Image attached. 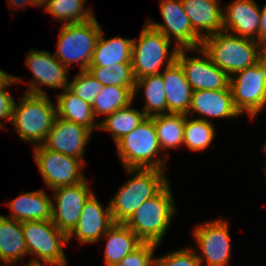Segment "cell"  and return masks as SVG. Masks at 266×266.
Segmentation results:
<instances>
[{
  "label": "cell",
  "mask_w": 266,
  "mask_h": 266,
  "mask_svg": "<svg viewBox=\"0 0 266 266\" xmlns=\"http://www.w3.org/2000/svg\"><path fill=\"white\" fill-rule=\"evenodd\" d=\"M52 223L67 236L76 227L83 206L94 193L87 179L71 185L53 189ZM56 205V206H55Z\"/></svg>",
  "instance_id": "obj_13"
},
{
  "label": "cell",
  "mask_w": 266,
  "mask_h": 266,
  "mask_svg": "<svg viewBox=\"0 0 266 266\" xmlns=\"http://www.w3.org/2000/svg\"><path fill=\"white\" fill-rule=\"evenodd\" d=\"M150 118L154 122L161 150L183 145L186 115L166 113Z\"/></svg>",
  "instance_id": "obj_29"
},
{
  "label": "cell",
  "mask_w": 266,
  "mask_h": 266,
  "mask_svg": "<svg viewBox=\"0 0 266 266\" xmlns=\"http://www.w3.org/2000/svg\"><path fill=\"white\" fill-rule=\"evenodd\" d=\"M105 207H102L95 193H93L85 202L76 227L68 235V243L74 236L80 241L81 245L83 243H98L114 224L110 204Z\"/></svg>",
  "instance_id": "obj_17"
},
{
  "label": "cell",
  "mask_w": 266,
  "mask_h": 266,
  "mask_svg": "<svg viewBox=\"0 0 266 266\" xmlns=\"http://www.w3.org/2000/svg\"><path fill=\"white\" fill-rule=\"evenodd\" d=\"M260 23L261 11L254 0H234L223 12L224 31L236 36L258 42Z\"/></svg>",
  "instance_id": "obj_18"
},
{
  "label": "cell",
  "mask_w": 266,
  "mask_h": 266,
  "mask_svg": "<svg viewBox=\"0 0 266 266\" xmlns=\"http://www.w3.org/2000/svg\"><path fill=\"white\" fill-rule=\"evenodd\" d=\"M132 43L133 39L119 36L105 40L101 30L90 66L107 67L117 63H131Z\"/></svg>",
  "instance_id": "obj_26"
},
{
  "label": "cell",
  "mask_w": 266,
  "mask_h": 266,
  "mask_svg": "<svg viewBox=\"0 0 266 266\" xmlns=\"http://www.w3.org/2000/svg\"><path fill=\"white\" fill-rule=\"evenodd\" d=\"M135 98L131 87L109 85L104 86L92 104L93 113L96 116H108L114 111L127 107Z\"/></svg>",
  "instance_id": "obj_30"
},
{
  "label": "cell",
  "mask_w": 266,
  "mask_h": 266,
  "mask_svg": "<svg viewBox=\"0 0 266 266\" xmlns=\"http://www.w3.org/2000/svg\"><path fill=\"white\" fill-rule=\"evenodd\" d=\"M86 0H49L45 11L63 24L83 23L95 16L89 8H85Z\"/></svg>",
  "instance_id": "obj_32"
},
{
  "label": "cell",
  "mask_w": 266,
  "mask_h": 266,
  "mask_svg": "<svg viewBox=\"0 0 266 266\" xmlns=\"http://www.w3.org/2000/svg\"><path fill=\"white\" fill-rule=\"evenodd\" d=\"M159 5L165 23L160 24L150 19L146 22L169 40L175 37V46L178 48L201 47L202 39L193 31L181 0H160Z\"/></svg>",
  "instance_id": "obj_15"
},
{
  "label": "cell",
  "mask_w": 266,
  "mask_h": 266,
  "mask_svg": "<svg viewBox=\"0 0 266 266\" xmlns=\"http://www.w3.org/2000/svg\"><path fill=\"white\" fill-rule=\"evenodd\" d=\"M169 182L153 197L146 200L125 222L142 241L159 245L176 213Z\"/></svg>",
  "instance_id": "obj_4"
},
{
  "label": "cell",
  "mask_w": 266,
  "mask_h": 266,
  "mask_svg": "<svg viewBox=\"0 0 266 266\" xmlns=\"http://www.w3.org/2000/svg\"><path fill=\"white\" fill-rule=\"evenodd\" d=\"M25 245L28 255H34L30 263H42L52 266H67L63 245L68 236L61 232L52 221L22 222ZM41 260V261H39Z\"/></svg>",
  "instance_id": "obj_8"
},
{
  "label": "cell",
  "mask_w": 266,
  "mask_h": 266,
  "mask_svg": "<svg viewBox=\"0 0 266 266\" xmlns=\"http://www.w3.org/2000/svg\"><path fill=\"white\" fill-rule=\"evenodd\" d=\"M52 199L44 189L20 194L6 205L10 213L6 217L19 222L52 221Z\"/></svg>",
  "instance_id": "obj_22"
},
{
  "label": "cell",
  "mask_w": 266,
  "mask_h": 266,
  "mask_svg": "<svg viewBox=\"0 0 266 266\" xmlns=\"http://www.w3.org/2000/svg\"><path fill=\"white\" fill-rule=\"evenodd\" d=\"M199 113L215 118H237L241 113L235 108L230 86L222 90H197L192 92L188 114Z\"/></svg>",
  "instance_id": "obj_20"
},
{
  "label": "cell",
  "mask_w": 266,
  "mask_h": 266,
  "mask_svg": "<svg viewBox=\"0 0 266 266\" xmlns=\"http://www.w3.org/2000/svg\"><path fill=\"white\" fill-rule=\"evenodd\" d=\"M198 51L201 57H188L186 52ZM176 61L183 68L187 81L193 91L227 89L230 77L219 69L203 48H179Z\"/></svg>",
  "instance_id": "obj_12"
},
{
  "label": "cell",
  "mask_w": 266,
  "mask_h": 266,
  "mask_svg": "<svg viewBox=\"0 0 266 266\" xmlns=\"http://www.w3.org/2000/svg\"><path fill=\"white\" fill-rule=\"evenodd\" d=\"M8 1V4L9 6H13V8H25V6H32V3L30 0H7Z\"/></svg>",
  "instance_id": "obj_39"
},
{
  "label": "cell",
  "mask_w": 266,
  "mask_h": 266,
  "mask_svg": "<svg viewBox=\"0 0 266 266\" xmlns=\"http://www.w3.org/2000/svg\"><path fill=\"white\" fill-rule=\"evenodd\" d=\"M115 144L123 167L166 171L167 158L158 155L161 148L154 122L150 117Z\"/></svg>",
  "instance_id": "obj_5"
},
{
  "label": "cell",
  "mask_w": 266,
  "mask_h": 266,
  "mask_svg": "<svg viewBox=\"0 0 266 266\" xmlns=\"http://www.w3.org/2000/svg\"><path fill=\"white\" fill-rule=\"evenodd\" d=\"M171 40L145 22L138 40L133 39L131 66L135 80L161 73L176 61L178 47L169 52ZM170 53V54H169Z\"/></svg>",
  "instance_id": "obj_6"
},
{
  "label": "cell",
  "mask_w": 266,
  "mask_h": 266,
  "mask_svg": "<svg viewBox=\"0 0 266 266\" xmlns=\"http://www.w3.org/2000/svg\"><path fill=\"white\" fill-rule=\"evenodd\" d=\"M155 266H201L195 250L182 248L161 257H155Z\"/></svg>",
  "instance_id": "obj_36"
},
{
  "label": "cell",
  "mask_w": 266,
  "mask_h": 266,
  "mask_svg": "<svg viewBox=\"0 0 266 266\" xmlns=\"http://www.w3.org/2000/svg\"><path fill=\"white\" fill-rule=\"evenodd\" d=\"M193 31L203 40L224 31L223 10L219 0H181Z\"/></svg>",
  "instance_id": "obj_19"
},
{
  "label": "cell",
  "mask_w": 266,
  "mask_h": 266,
  "mask_svg": "<svg viewBox=\"0 0 266 266\" xmlns=\"http://www.w3.org/2000/svg\"><path fill=\"white\" fill-rule=\"evenodd\" d=\"M56 113L57 116L76 124L82 125L92 132L99 129V121L93 113L92 105L84 102L76 96L68 87L60 95H56Z\"/></svg>",
  "instance_id": "obj_25"
},
{
  "label": "cell",
  "mask_w": 266,
  "mask_h": 266,
  "mask_svg": "<svg viewBox=\"0 0 266 266\" xmlns=\"http://www.w3.org/2000/svg\"><path fill=\"white\" fill-rule=\"evenodd\" d=\"M228 220L217 219L197 225L193 236L200 249L199 261L207 266H227L230 261L231 237Z\"/></svg>",
  "instance_id": "obj_11"
},
{
  "label": "cell",
  "mask_w": 266,
  "mask_h": 266,
  "mask_svg": "<svg viewBox=\"0 0 266 266\" xmlns=\"http://www.w3.org/2000/svg\"><path fill=\"white\" fill-rule=\"evenodd\" d=\"M91 134L92 131L86 127L56 116L42 145L47 149L85 162L83 155Z\"/></svg>",
  "instance_id": "obj_16"
},
{
  "label": "cell",
  "mask_w": 266,
  "mask_h": 266,
  "mask_svg": "<svg viewBox=\"0 0 266 266\" xmlns=\"http://www.w3.org/2000/svg\"><path fill=\"white\" fill-rule=\"evenodd\" d=\"M162 79L166 92L167 113L188 115L192 102V88L183 68L175 61L163 68Z\"/></svg>",
  "instance_id": "obj_21"
},
{
  "label": "cell",
  "mask_w": 266,
  "mask_h": 266,
  "mask_svg": "<svg viewBox=\"0 0 266 266\" xmlns=\"http://www.w3.org/2000/svg\"><path fill=\"white\" fill-rule=\"evenodd\" d=\"M229 86L234 106L241 115L246 113L254 118L266 106V66L260 60L233 74Z\"/></svg>",
  "instance_id": "obj_9"
},
{
  "label": "cell",
  "mask_w": 266,
  "mask_h": 266,
  "mask_svg": "<svg viewBox=\"0 0 266 266\" xmlns=\"http://www.w3.org/2000/svg\"><path fill=\"white\" fill-rule=\"evenodd\" d=\"M260 61L266 66V43L260 44Z\"/></svg>",
  "instance_id": "obj_41"
},
{
  "label": "cell",
  "mask_w": 266,
  "mask_h": 266,
  "mask_svg": "<svg viewBox=\"0 0 266 266\" xmlns=\"http://www.w3.org/2000/svg\"><path fill=\"white\" fill-rule=\"evenodd\" d=\"M68 88L84 102L92 105L104 86L88 70H83L74 77Z\"/></svg>",
  "instance_id": "obj_34"
},
{
  "label": "cell",
  "mask_w": 266,
  "mask_h": 266,
  "mask_svg": "<svg viewBox=\"0 0 266 266\" xmlns=\"http://www.w3.org/2000/svg\"><path fill=\"white\" fill-rule=\"evenodd\" d=\"M44 265H46V264H44V263H43V264H42V263H39V264H38V263H30V262H29V263L26 264L25 266H44Z\"/></svg>",
  "instance_id": "obj_43"
},
{
  "label": "cell",
  "mask_w": 266,
  "mask_h": 266,
  "mask_svg": "<svg viewBox=\"0 0 266 266\" xmlns=\"http://www.w3.org/2000/svg\"><path fill=\"white\" fill-rule=\"evenodd\" d=\"M131 104L114 111L99 122V130L109 132L115 143L147 118L143 111L132 108Z\"/></svg>",
  "instance_id": "obj_28"
},
{
  "label": "cell",
  "mask_w": 266,
  "mask_h": 266,
  "mask_svg": "<svg viewBox=\"0 0 266 266\" xmlns=\"http://www.w3.org/2000/svg\"><path fill=\"white\" fill-rule=\"evenodd\" d=\"M103 237L106 240L104 251L106 266H115L142 243L125 223H114Z\"/></svg>",
  "instance_id": "obj_24"
},
{
  "label": "cell",
  "mask_w": 266,
  "mask_h": 266,
  "mask_svg": "<svg viewBox=\"0 0 266 266\" xmlns=\"http://www.w3.org/2000/svg\"><path fill=\"white\" fill-rule=\"evenodd\" d=\"M33 6H42V7H47L49 0H30Z\"/></svg>",
  "instance_id": "obj_42"
},
{
  "label": "cell",
  "mask_w": 266,
  "mask_h": 266,
  "mask_svg": "<svg viewBox=\"0 0 266 266\" xmlns=\"http://www.w3.org/2000/svg\"><path fill=\"white\" fill-rule=\"evenodd\" d=\"M201 48L229 77L260 60V44L252 39L217 32L202 40Z\"/></svg>",
  "instance_id": "obj_2"
},
{
  "label": "cell",
  "mask_w": 266,
  "mask_h": 266,
  "mask_svg": "<svg viewBox=\"0 0 266 266\" xmlns=\"http://www.w3.org/2000/svg\"><path fill=\"white\" fill-rule=\"evenodd\" d=\"M140 89H143L146 102L142 111L147 117L167 113L166 92L161 73L136 79L133 97Z\"/></svg>",
  "instance_id": "obj_27"
},
{
  "label": "cell",
  "mask_w": 266,
  "mask_h": 266,
  "mask_svg": "<svg viewBox=\"0 0 266 266\" xmlns=\"http://www.w3.org/2000/svg\"><path fill=\"white\" fill-rule=\"evenodd\" d=\"M96 17L83 23L63 24L55 57L68 69L78 62L79 71L88 70L102 28Z\"/></svg>",
  "instance_id": "obj_7"
},
{
  "label": "cell",
  "mask_w": 266,
  "mask_h": 266,
  "mask_svg": "<svg viewBox=\"0 0 266 266\" xmlns=\"http://www.w3.org/2000/svg\"><path fill=\"white\" fill-rule=\"evenodd\" d=\"M33 150L39 172L50 190L75 185L86 179L82 173L85 163L81 159L47 149L43 145L34 146Z\"/></svg>",
  "instance_id": "obj_10"
},
{
  "label": "cell",
  "mask_w": 266,
  "mask_h": 266,
  "mask_svg": "<svg viewBox=\"0 0 266 266\" xmlns=\"http://www.w3.org/2000/svg\"><path fill=\"white\" fill-rule=\"evenodd\" d=\"M26 56L25 64L34 77L28 83L26 93L46 95L42 86L52 89H65L69 86V69L54 54L49 51L31 49Z\"/></svg>",
  "instance_id": "obj_14"
},
{
  "label": "cell",
  "mask_w": 266,
  "mask_h": 266,
  "mask_svg": "<svg viewBox=\"0 0 266 266\" xmlns=\"http://www.w3.org/2000/svg\"><path fill=\"white\" fill-rule=\"evenodd\" d=\"M57 116L48 95L24 93L14 104L11 123L20 139L42 145Z\"/></svg>",
  "instance_id": "obj_3"
},
{
  "label": "cell",
  "mask_w": 266,
  "mask_h": 266,
  "mask_svg": "<svg viewBox=\"0 0 266 266\" xmlns=\"http://www.w3.org/2000/svg\"><path fill=\"white\" fill-rule=\"evenodd\" d=\"M261 11V23L258 33V43H266V4L264 5L263 9L260 8Z\"/></svg>",
  "instance_id": "obj_38"
},
{
  "label": "cell",
  "mask_w": 266,
  "mask_h": 266,
  "mask_svg": "<svg viewBox=\"0 0 266 266\" xmlns=\"http://www.w3.org/2000/svg\"><path fill=\"white\" fill-rule=\"evenodd\" d=\"M13 76L0 70V88H2Z\"/></svg>",
  "instance_id": "obj_40"
},
{
  "label": "cell",
  "mask_w": 266,
  "mask_h": 266,
  "mask_svg": "<svg viewBox=\"0 0 266 266\" xmlns=\"http://www.w3.org/2000/svg\"><path fill=\"white\" fill-rule=\"evenodd\" d=\"M190 118L186 115L183 145L191 151H204L214 139V125L207 118Z\"/></svg>",
  "instance_id": "obj_31"
},
{
  "label": "cell",
  "mask_w": 266,
  "mask_h": 266,
  "mask_svg": "<svg viewBox=\"0 0 266 266\" xmlns=\"http://www.w3.org/2000/svg\"><path fill=\"white\" fill-rule=\"evenodd\" d=\"M157 244L142 242L115 266H155L154 250Z\"/></svg>",
  "instance_id": "obj_35"
},
{
  "label": "cell",
  "mask_w": 266,
  "mask_h": 266,
  "mask_svg": "<svg viewBox=\"0 0 266 266\" xmlns=\"http://www.w3.org/2000/svg\"><path fill=\"white\" fill-rule=\"evenodd\" d=\"M88 71L103 86L116 85L135 88L131 63H117L111 66H89Z\"/></svg>",
  "instance_id": "obj_33"
},
{
  "label": "cell",
  "mask_w": 266,
  "mask_h": 266,
  "mask_svg": "<svg viewBox=\"0 0 266 266\" xmlns=\"http://www.w3.org/2000/svg\"><path fill=\"white\" fill-rule=\"evenodd\" d=\"M263 150L266 153V143L264 144Z\"/></svg>",
  "instance_id": "obj_44"
},
{
  "label": "cell",
  "mask_w": 266,
  "mask_h": 266,
  "mask_svg": "<svg viewBox=\"0 0 266 266\" xmlns=\"http://www.w3.org/2000/svg\"><path fill=\"white\" fill-rule=\"evenodd\" d=\"M22 79L17 76H13L2 88H0V129L3 128V122H1L2 119L8 121V123H11L12 113L15 101L10 94L9 91H7V87H10L13 83H22Z\"/></svg>",
  "instance_id": "obj_37"
},
{
  "label": "cell",
  "mask_w": 266,
  "mask_h": 266,
  "mask_svg": "<svg viewBox=\"0 0 266 266\" xmlns=\"http://www.w3.org/2000/svg\"><path fill=\"white\" fill-rule=\"evenodd\" d=\"M134 174L120 187L110 204V212L114 223H125L143 202L156 195L167 183L165 170L129 169Z\"/></svg>",
  "instance_id": "obj_1"
},
{
  "label": "cell",
  "mask_w": 266,
  "mask_h": 266,
  "mask_svg": "<svg viewBox=\"0 0 266 266\" xmlns=\"http://www.w3.org/2000/svg\"><path fill=\"white\" fill-rule=\"evenodd\" d=\"M27 255L22 222L0 215V266L15 265Z\"/></svg>",
  "instance_id": "obj_23"
}]
</instances>
